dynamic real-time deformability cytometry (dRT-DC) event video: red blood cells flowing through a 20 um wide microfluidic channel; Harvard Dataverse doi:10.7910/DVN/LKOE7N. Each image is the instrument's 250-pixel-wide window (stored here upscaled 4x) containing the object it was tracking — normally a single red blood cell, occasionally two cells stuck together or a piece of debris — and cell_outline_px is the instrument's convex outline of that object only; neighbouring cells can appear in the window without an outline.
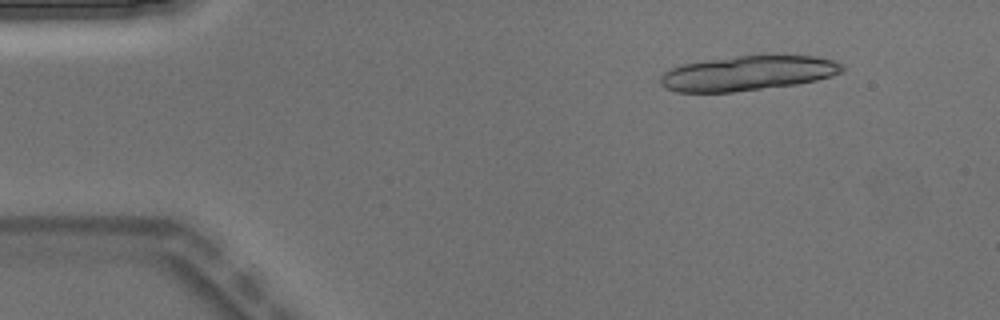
{"species": "Egyptian fruit bat (a non-hibernating species)", "species_latin": "Rousettus aegyptiacus", "temperature_condition": "warm", "stored_images_in_passage": 6, "camera_frame_rate_fps": 3000, "um_per_image_px": 0.085, "animal": {"sex": "male"}, "frame": {"image": 1, "passage_image": 2, "time_ms": 0.333, "image_size_px": [1000, 320], "cell_outline_px": [[844, 68], [840, 72], [832, 76], [816, 80], [796, 84], [732, 92], [676, 92], [664, 88], [660, 84], [660, 76], [664, 72], [672, 68], [684, 64], [708, 60], [736, 56], [768, 52], [816, 56], [836, 60], [844, 64]], "centroid_in_image_um": [63.63, 6.18], "position_along_channel_um": 21.4, "area_um2": 37.8}}